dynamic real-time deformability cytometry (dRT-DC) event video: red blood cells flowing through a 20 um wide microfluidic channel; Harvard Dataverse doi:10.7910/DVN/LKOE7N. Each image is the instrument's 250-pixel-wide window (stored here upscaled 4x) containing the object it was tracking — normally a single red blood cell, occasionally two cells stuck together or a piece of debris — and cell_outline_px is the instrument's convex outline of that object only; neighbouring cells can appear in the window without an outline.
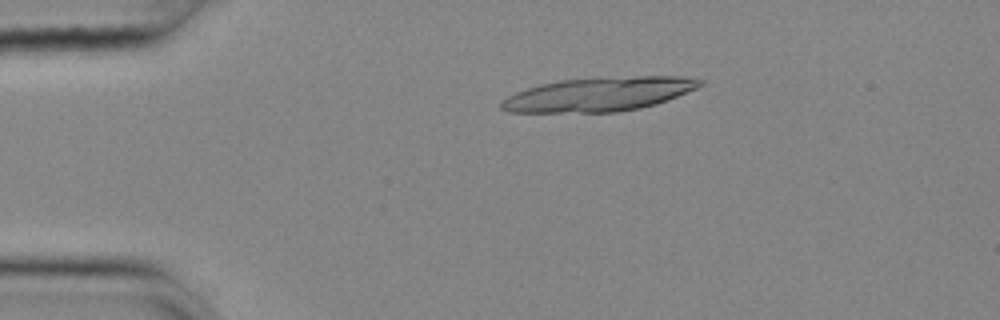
{"species": "common noctule bat (a hibernating species)", "species_latin": "Nyctalus noctula", "temperature_condition": "cold", "stored_images_in_passage": 10, "camera_frame_rate_fps": 3000, "um_per_image_px": 0.085, "animal": {"sex": "female", "body_mass_g": 25.1}, "frame": {"image": 1, "passage_image": 2, "time_ms": 0.333, "image_size_px": [1000, 320], "cell_outline_px": [[704, 84], [696, 88], [656, 104], [640, 108], [616, 112], [508, 112], [500, 108], [500, 104], [508, 96], [516, 92], [540, 84], [560, 80], [636, 76], [684, 76], [704, 80]], "centroid_in_image_um": [50.92, 8.01], "position_along_channel_um": 34.1, "area_um2": 39.02}}